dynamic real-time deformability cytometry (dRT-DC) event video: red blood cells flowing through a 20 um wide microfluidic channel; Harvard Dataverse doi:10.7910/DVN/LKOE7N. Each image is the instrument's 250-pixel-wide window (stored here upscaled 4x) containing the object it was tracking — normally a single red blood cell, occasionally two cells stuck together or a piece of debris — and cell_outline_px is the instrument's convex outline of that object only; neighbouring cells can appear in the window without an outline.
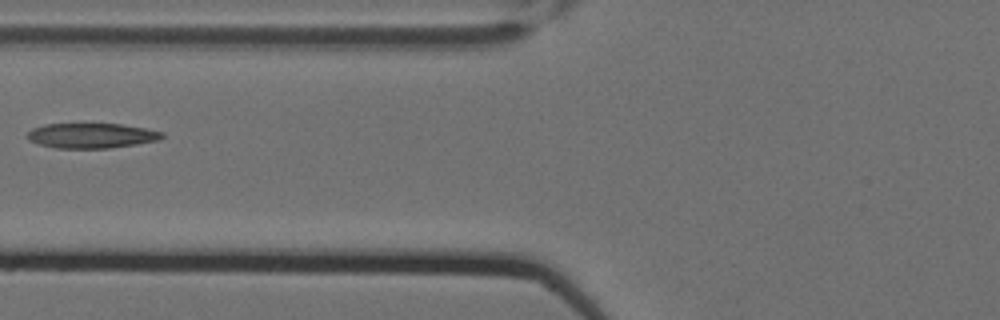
{"species": "Egyptian fruit bat (a non-hibernating species)", "species_latin": "Rousettus aegyptiacus", "temperature_condition": "cold", "stored_images_in_passage": 7, "camera_frame_rate_fps": 3000, "um_per_image_px": 0.085, "animal": {"sex": "female"}, "frame": {"image": 1, "passage_image": 7, "time_ms": 2.0, "image_size_px": [1000, 320], "cell_outline_px": [[164, 136], [160, 140], [136, 144], [108, 148], [56, 148], [40, 144], [28, 140], [28, 132], [32, 128], [44, 124], [120, 124], [144, 128], [164, 132]], "centroid_in_image_um": [7.79, 11.53], "position_along_channel_um": 118.0, "area_um2": 19.54}}